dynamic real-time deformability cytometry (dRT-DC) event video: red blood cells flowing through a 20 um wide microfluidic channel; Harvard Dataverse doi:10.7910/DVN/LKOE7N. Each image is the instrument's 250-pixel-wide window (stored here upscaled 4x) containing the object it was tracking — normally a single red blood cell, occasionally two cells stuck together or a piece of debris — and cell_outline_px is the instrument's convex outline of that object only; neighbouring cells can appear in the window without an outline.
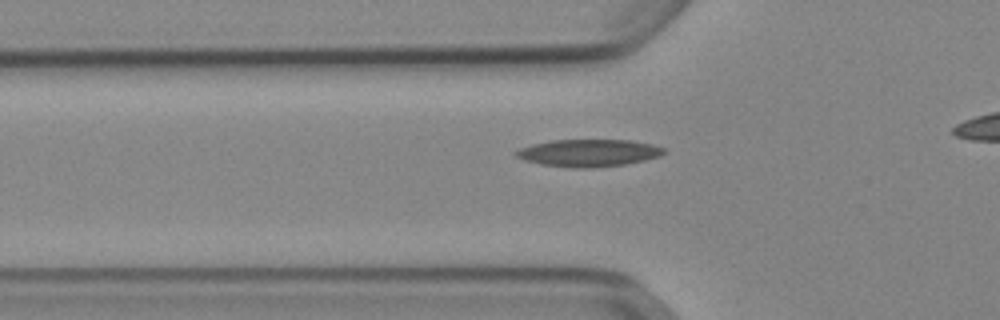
{"species": "Egyptian fruit bat (a non-hibernating species)", "species_latin": "Rousettus aegyptiacus", "temperature_condition": "cold", "stored_images_in_passage": 41, "camera_frame_rate_fps": 3000, "um_per_image_px": 0.085, "animal": {"sex": "female"}, "frame": {"image": 1, "passage_image": 13, "time_ms": 4.0, "image_size_px": [1000, 320], "cell_outline_px": [[664, 152], [660, 156], [644, 160], [624, 164], [592, 168], [572, 168], [540, 164], [524, 160], [516, 156], [512, 152], [520, 148], [532, 144], [552, 140], [628, 140], [652, 144], [664, 148]], "centroid_in_image_um": [49.99, 13.0], "position_along_channel_um": 75.8, "area_um2": 23.47}}
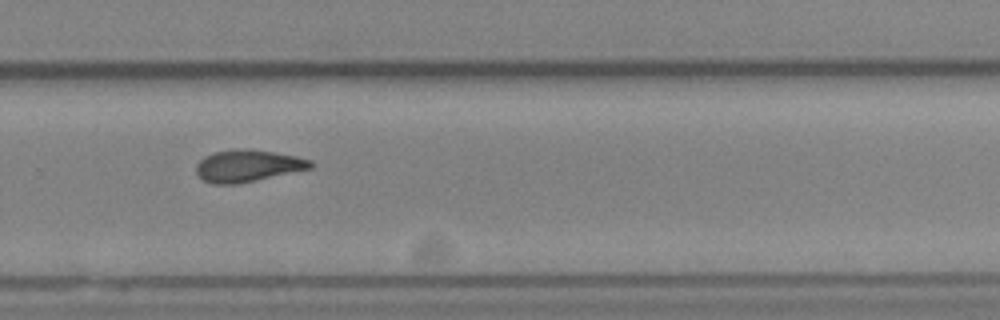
{"frame": {"image": 2, "passage_image": 31, "time_ms": 10.0, "image_size_px": [1000, 320], "cell_outline_px": [[316, 164], [312, 168], [236, 184], [212, 184], [204, 180], [196, 172], [196, 164], [204, 156], [216, 152], [236, 148], [272, 152], [296, 156], [312, 160]], "centroid_in_image_um": [21.07, 14.09], "position_along_channel_um": 308.7, "area_um2": 21.1}}
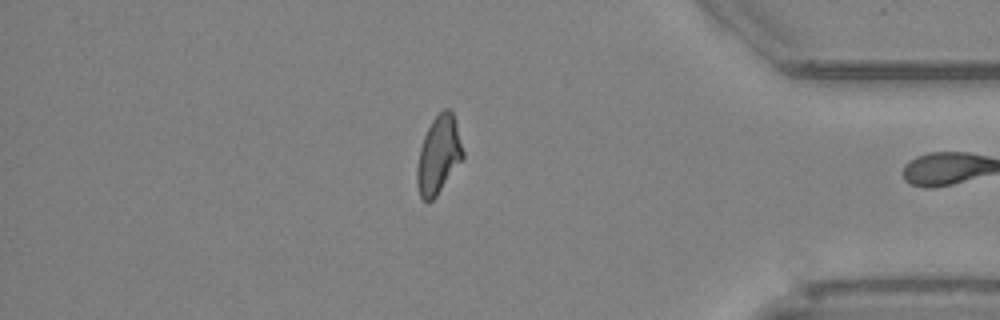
{"frame": {"image": 3, "passage_image": 40, "time_ms": 13.0, "image_size_px": [1000, 320], "cell_outline_px": [[464, 156], [436, 196], [428, 204], [420, 196], [416, 184], [416, 168], [420, 148], [424, 136], [432, 120], [444, 108], [448, 108], [452, 112], [456, 124], [464, 152]], "centroid_in_image_um": [37.25, 13.19], "position_along_channel_um": 397.9, "area_um2": 20.58}, "authors_computed_cell_mechanics": {"area_um2": 21.675, "velocity_mm_per_s": 3.8894, "shape_relaxation_time_tau1_ms": null, "shape_relaxation_time_tau2_ms": 6.1289, "deformation_change_tau1": null, "deformation_change_tau2": 0.1382}}